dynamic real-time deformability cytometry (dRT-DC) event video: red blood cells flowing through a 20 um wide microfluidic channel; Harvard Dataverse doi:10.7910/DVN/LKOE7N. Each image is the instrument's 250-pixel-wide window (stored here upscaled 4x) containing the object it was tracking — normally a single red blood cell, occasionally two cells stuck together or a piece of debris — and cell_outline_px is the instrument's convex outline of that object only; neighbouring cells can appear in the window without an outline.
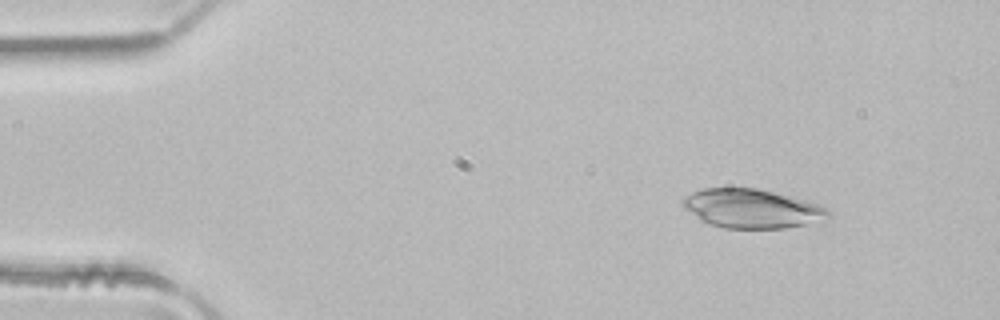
{"species": "common noctule bat (a hibernating species)", "species_latin": "Nyctalus noctula", "temperature_condition": "room temperature", "stored_images_in_passage": 4, "camera_frame_rate_fps": 3000, "um_per_image_px": 0.085, "animal": {"sex": "male", "body_mass_g": 21.5, "forearm_length_mm": 52.0}, "frame": {"image": 1, "passage_image": 2, "time_ms": 0.333, "image_size_px": [1000, 320], "cell_outline_px": [[832, 216], [804, 224], [784, 228], [724, 228], [708, 224], [700, 220], [684, 208], [680, 204], [680, 200], [684, 196], [692, 192], [704, 188], [756, 188], [804, 200], [816, 204], [824, 208]], "centroid_in_image_um": [63.79, 17.73], "position_along_channel_um": 21.2, "area_um2": 32.66}}
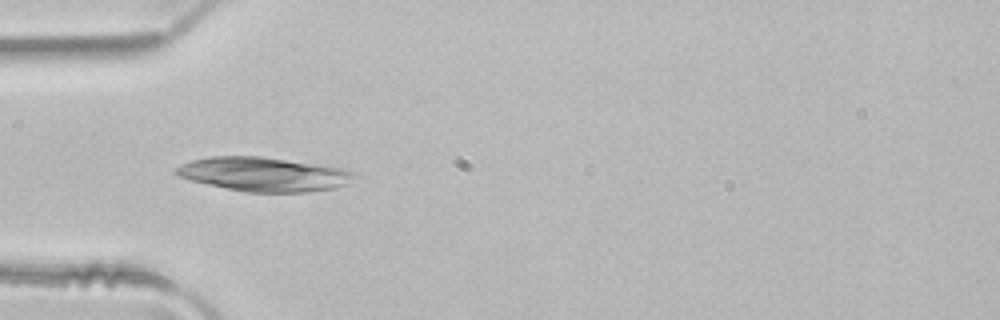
{"frame": {"image": 2, "passage_image": 4, "time_ms": 1.0, "image_size_px": [1000, 320], "cell_outline_px": [[360, 172], [348, 184], [332, 188], [308, 192], [244, 192], [192, 180], [180, 176], [176, 172], [176, 168], [180, 164], [192, 160], [212, 156], [260, 156], [324, 164], [344, 168]], "centroid_in_image_um": [22.53, 14.8], "position_along_channel_um": 62.5, "area_um2": 35.6}}